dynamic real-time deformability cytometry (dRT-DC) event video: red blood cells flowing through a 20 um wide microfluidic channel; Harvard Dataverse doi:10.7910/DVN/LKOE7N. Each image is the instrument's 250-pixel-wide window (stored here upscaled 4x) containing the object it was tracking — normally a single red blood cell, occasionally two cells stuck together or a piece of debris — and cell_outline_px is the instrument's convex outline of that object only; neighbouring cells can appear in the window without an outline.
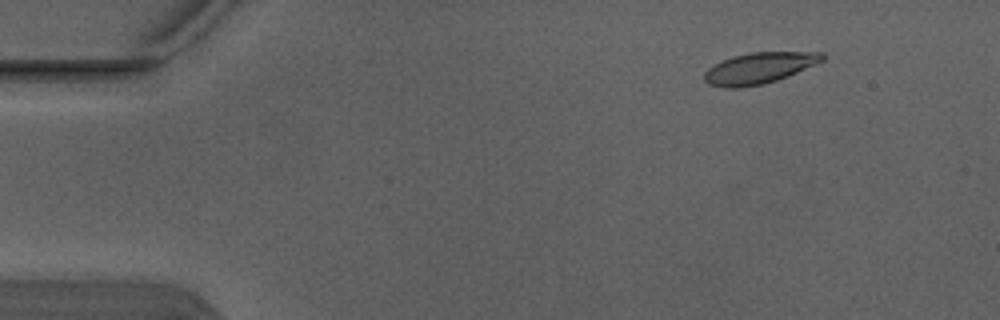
{"species": "Egyptian fruit bat (a non-hibernating species)", "species_latin": "Rousettus aegyptiacus", "temperature_condition": "warm", "stored_images_in_passage": 6, "camera_frame_rate_fps": 3000, "um_per_image_px": 0.085, "animal": {"sex": "male"}, "frame": {"image": 1, "passage_image": 2, "time_ms": 0.333, "image_size_px": [1000, 320], "cell_outline_px": [[824, 60], [816, 64], [788, 76], [764, 84], [736, 88], [724, 88], [708, 84], [704, 80], [704, 72], [708, 68], [732, 56], [748, 52], [824, 52]], "centroid_in_image_um": [64.52, 5.79], "position_along_channel_um": 20.5, "area_um2": 21.39}}
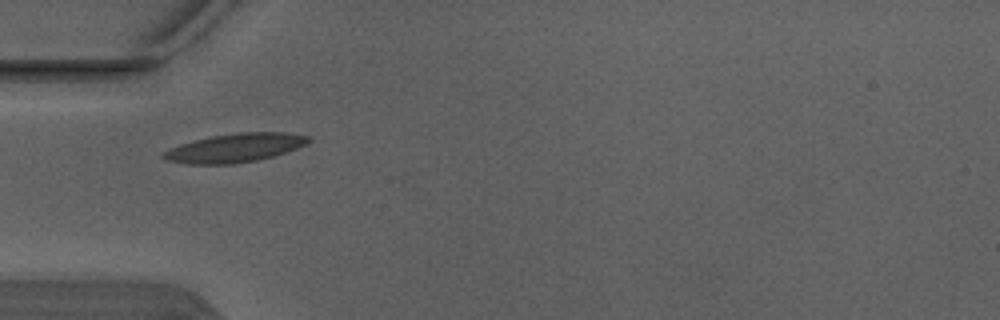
{"frame": {"image": 2, "passage_image": 4, "time_ms": 1.0, "image_size_px": [1000, 320], "cell_outline_px": [[312, 140], [296, 148], [272, 156], [256, 160], [232, 164], [184, 164], [164, 160], [160, 156], [160, 152], [168, 148], [180, 144], [212, 136], [236, 132], [284, 132], [308, 136]], "centroid_in_image_um": [19.87, 12.57], "position_along_channel_um": 65.1, "area_um2": 24.28}}
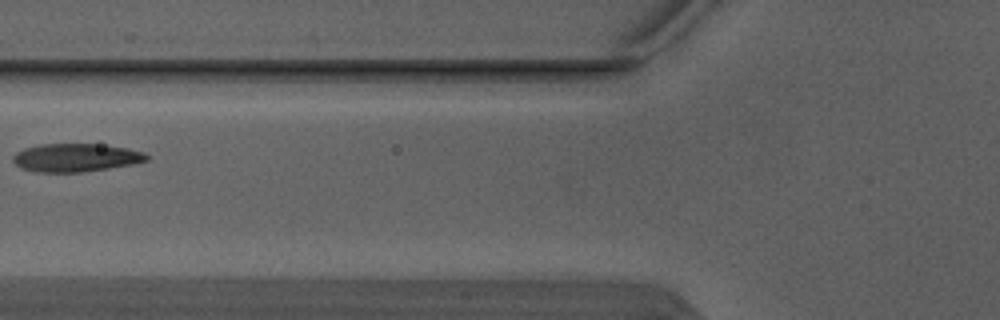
{"frame": {"image": 3, "passage_image": 5, "time_ms": 1.333, "image_size_px": [1000, 320], "cell_outline_px": [[148, 160], [132, 164], [108, 168], [80, 172], [36, 172], [20, 168], [12, 160], [12, 156], [16, 152], [24, 148], [40, 144], [100, 144], [128, 148], [144, 152], [148, 156]], "centroid_in_image_um": [6.41, 13.39], "position_along_channel_um": 119.4, "area_um2": 21.96}}